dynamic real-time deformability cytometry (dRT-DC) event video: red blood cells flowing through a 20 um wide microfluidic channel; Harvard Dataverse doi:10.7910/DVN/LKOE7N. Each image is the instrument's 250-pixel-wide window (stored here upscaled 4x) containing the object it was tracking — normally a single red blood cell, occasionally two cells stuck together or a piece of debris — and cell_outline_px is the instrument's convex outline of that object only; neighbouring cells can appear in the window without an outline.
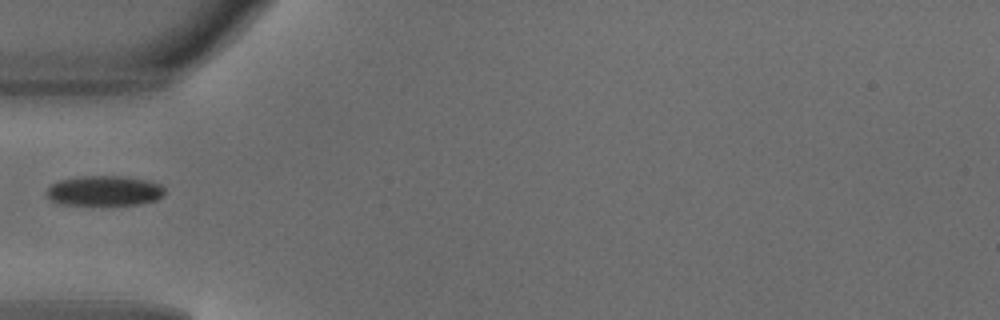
{"species": "common noctule bat (a hibernating species)", "species_latin": "Nyctalus noctula", "temperature_condition": "warm", "stored_images_in_passage": 33, "camera_frame_rate_fps": 3000, "um_per_image_px": 0.085, "animal": {"sex": "male", "body_mass_g": 18.8}, "frame": {"image": 1, "passage_image": 1, "time_ms": 0.0, "image_size_px": [1000, 320], "cell_outline_px": [[164, 196], [156, 200], [140, 204], [64, 204], [52, 200], [48, 196], [48, 188], [52, 184], [60, 180], [80, 176], [128, 176], [148, 180], [160, 184], [164, 188]], "centroid_in_image_um": [8.94, 16.2], "position_along_channel_um": 76.1, "area_um2": 20.52}}
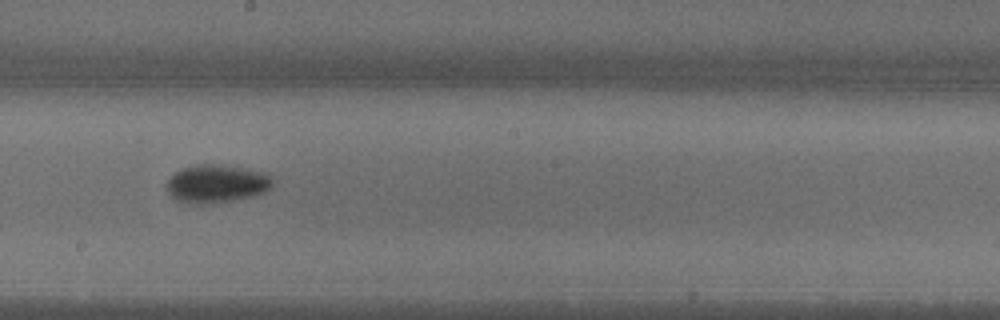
{"frame": {"image": 2, "passage_image": 12, "time_ms": 3.667, "image_size_px": [1000, 320], "cell_outline_px": [[272, 188], [264, 192], [252, 196], [208, 204], [196, 204], [176, 200], [168, 192], [168, 180], [176, 172], [184, 168], [196, 164], [220, 164], [268, 172], [272, 176]], "centroid_in_image_um": [18.46, 15.6], "position_along_channel_um": 229.7, "area_um2": 23.47}}
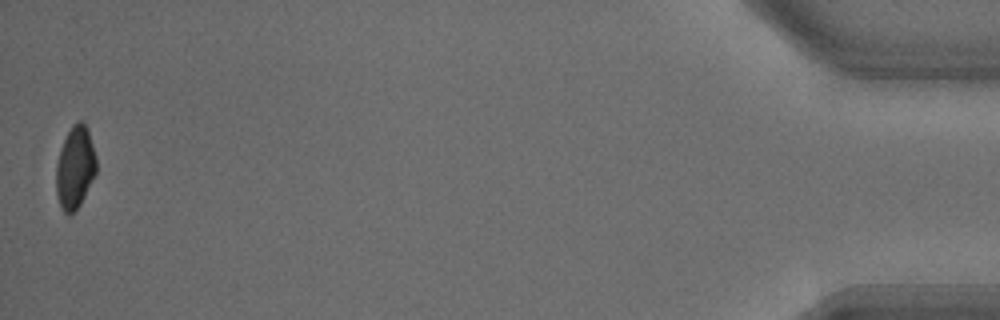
{"frame": {"image": 3, "passage_image": 33, "time_ms": 10.667, "image_size_px": [1000, 320], "cell_outline_px": [[96, 172], [80, 204], [68, 216], [64, 212], [60, 204], [56, 192], [56, 164], [60, 148], [72, 124], [76, 120], [84, 120], [88, 128], [96, 156]], "centroid_in_image_um": [6.38, 14.18], "position_along_channel_um": 428.8, "area_um2": 19.31}}